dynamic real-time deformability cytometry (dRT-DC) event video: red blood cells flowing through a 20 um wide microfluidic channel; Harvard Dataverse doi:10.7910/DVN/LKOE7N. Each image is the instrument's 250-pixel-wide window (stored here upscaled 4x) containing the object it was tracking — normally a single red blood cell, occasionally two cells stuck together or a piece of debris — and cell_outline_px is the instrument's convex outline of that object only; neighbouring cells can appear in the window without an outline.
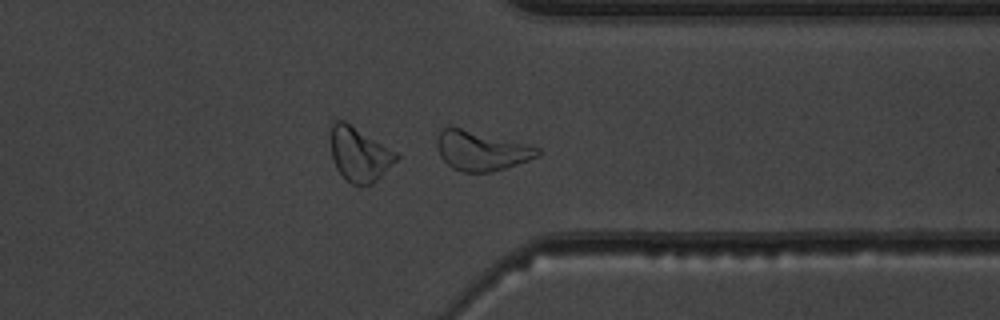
{"species": "common noctule bat (a hibernating species)", "species_latin": "Nyctalus noctula", "temperature_condition": "warm", "stored_images_in_passage": 41, "camera_frame_rate_fps": 3000, "um_per_image_px": 0.085, "animal": {"sex": "male", "body_mass_g": 19.5, "forearm_length_mm": 54.6}, "frame": {"image": 1, "passage_image": 30, "time_ms": 9.667, "image_size_px": [1000, 320], "cell_outline_px": [[540, 156], [504, 168], [488, 172], [464, 172], [452, 168], [440, 156], [436, 144], [436, 140], [440, 132], [444, 128], [460, 128], [540, 148]], "centroid_in_image_um": [40.88, 12.83], "position_along_channel_um": 370.5, "area_um2": 22.48}, "authors_computed_cell_mechanics": {"area_um2": 21.9062, "velocity_mm_per_s": 3.9101, "shape_relaxation_time_tau1_ms": null, "shape_relaxation_time_tau2_ms": 3.0876, "deformation_change_tau1": null, "deformation_change_tau2": 0.1246}}